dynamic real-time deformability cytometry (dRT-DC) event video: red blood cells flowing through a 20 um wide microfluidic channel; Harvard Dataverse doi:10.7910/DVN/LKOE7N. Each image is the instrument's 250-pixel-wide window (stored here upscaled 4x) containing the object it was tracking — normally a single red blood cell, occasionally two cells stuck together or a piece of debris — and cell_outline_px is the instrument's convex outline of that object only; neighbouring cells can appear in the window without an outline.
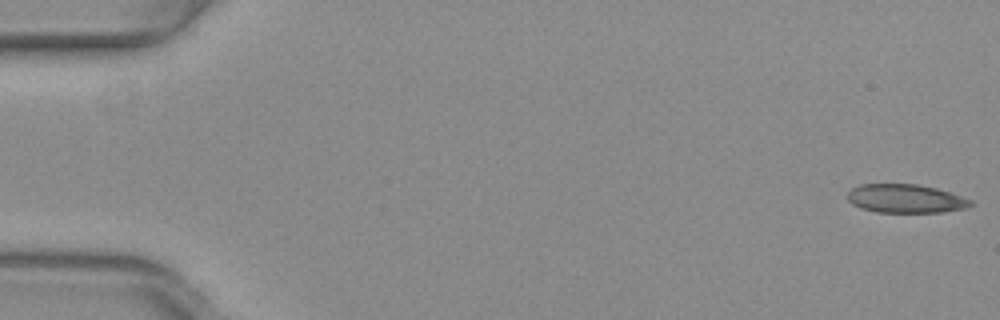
{"species": "common noctule bat (a hibernating species)", "species_latin": "Nyctalus noctula", "temperature_condition": "warm", "stored_images_in_passage": 7, "camera_frame_rate_fps": 3000, "um_per_image_px": 0.085, "animal": {"sex": "female", "body_mass_g": 29.2, "forearm_length_mm": 56.3}, "frame": {"image": 1, "passage_image": 1, "time_ms": 0.0, "image_size_px": [1000, 320], "cell_outline_px": [[976, 204], [968, 208], [940, 212], [876, 212], [860, 208], [852, 204], [848, 200], [848, 192], [852, 188], [860, 184], [916, 184], [936, 188], [972, 200]], "centroid_in_image_um": [76.98, 16.88], "position_along_channel_um": 8.0, "area_um2": 20.58}}